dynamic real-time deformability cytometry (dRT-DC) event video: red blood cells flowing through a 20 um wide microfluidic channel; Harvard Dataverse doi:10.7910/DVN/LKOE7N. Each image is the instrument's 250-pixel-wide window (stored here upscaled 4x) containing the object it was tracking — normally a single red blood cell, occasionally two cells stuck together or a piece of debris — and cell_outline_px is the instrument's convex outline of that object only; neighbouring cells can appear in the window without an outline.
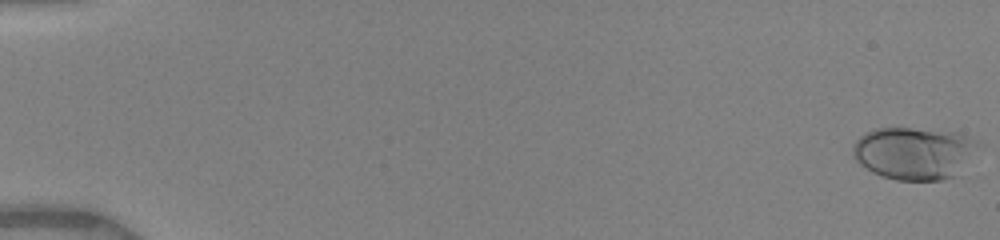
{"species": "human", "species_latin": "Homo sapiens", "temperature_condition": "warm", "stored_images_in_passage": 60, "camera_frame_rate_fps": 3000, "um_per_image_px": 0.085, "donor": {"sex": "female"}, "frame": {"image": 1, "passage_image": 1, "time_ms": 0.0, "image_size_px": [1000, 240], "cell_outline_px": [[984, 148], [952, 176], [940, 180], [896, 180], [872, 172], [860, 164], [852, 156], [852, 144], [864, 132], [876, 128], [912, 128], [960, 132], [980, 140]], "centroid_in_image_um": [77.76, 12.98], "position_along_channel_um": 7.2, "area_um2": 39.02}}
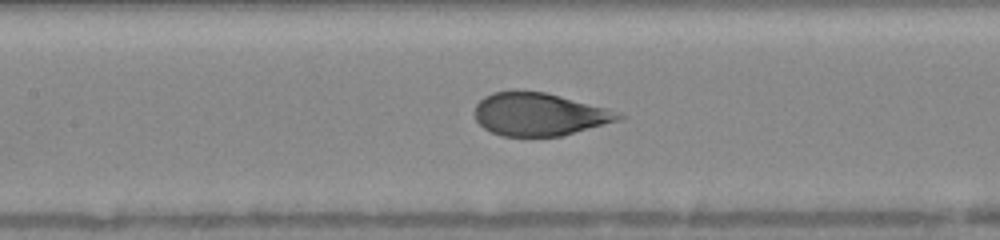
{"frame": {"image": 2, "passage_image": 27, "time_ms": 8.333, "image_size_px": [1000, 240], "cell_outline_px": [[624, 116], [620, 120], [560, 136], [500, 136], [484, 128], [476, 120], [476, 104], [484, 96], [492, 92], [516, 88], [544, 92], [608, 108]], "centroid_in_image_um": [45.79, 9.68], "position_along_channel_um": 161.6, "area_um2": 36.07}}
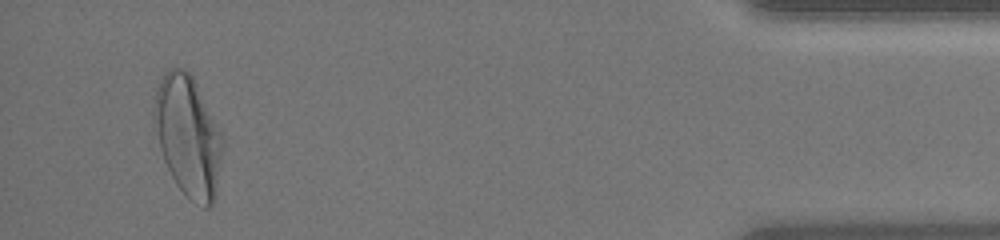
{"frame": {"image": 3, "passage_image": 55, "time_ms": 16.333, "image_size_px": [1000, 240], "cell_outline_px": [[224, 144], [216, 200], [208, 208], [204, 208], [188, 200], [176, 184], [164, 160], [160, 148], [152, 108], [156, 88], [164, 72], [168, 68], [180, 68], [188, 72], [192, 76], [224, 132]], "centroid_in_image_um": [16.03, 11.6], "position_along_channel_um": 419.2, "area_um2": 49.13}, "authors_computed_cell_mechanics": {"area_um2": 38.0902, "velocity_mm_per_s": 3.988, "shape_relaxation_time_tau1_ms": 3.7646, "shape_relaxation_time_tau2_ms": null, "deformation_change_tau1": 0.1945, "deformation_change_tau2": null}}